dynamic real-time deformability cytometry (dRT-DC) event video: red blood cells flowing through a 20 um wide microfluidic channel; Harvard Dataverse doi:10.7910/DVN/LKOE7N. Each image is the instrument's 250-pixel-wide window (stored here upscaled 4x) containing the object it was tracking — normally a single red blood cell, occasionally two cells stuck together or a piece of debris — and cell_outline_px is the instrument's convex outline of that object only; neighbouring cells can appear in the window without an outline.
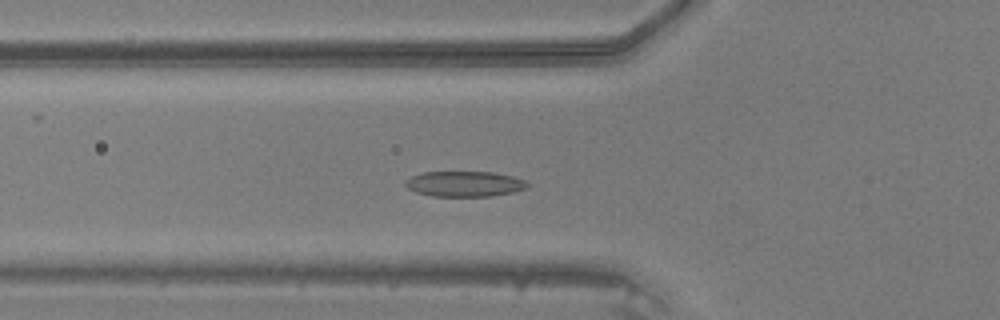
{"species": "common noctule bat (a hibernating species)", "species_latin": "Nyctalus noctula", "temperature_condition": "warm", "stored_images_in_passage": 44, "camera_frame_rate_fps": 3000, "um_per_image_px": 0.085, "animal": {"sex": "male", "body_mass_g": 20.5, "forearm_length_mm": 52.5}, "frame": {"image": 1, "passage_image": 14, "time_ms": 4.333, "image_size_px": [1000, 320], "cell_outline_px": [[528, 188], [512, 192], [492, 196], [432, 196], [416, 192], [408, 188], [404, 184], [404, 180], [420, 172], [492, 172], [512, 176], [524, 180], [528, 184]], "centroid_in_image_um": [39.46, 15.63], "position_along_channel_um": 86.3, "area_um2": 18.09}}
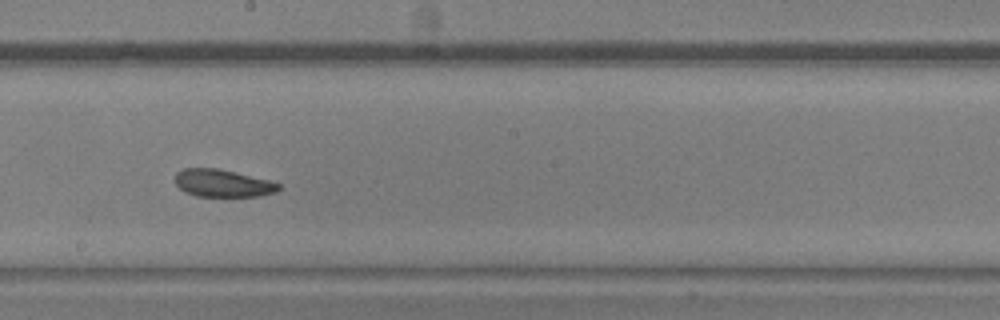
{"frame": {"image": 2, "passage_image": 24, "time_ms": 7.667, "image_size_px": [1000, 320], "cell_outline_px": [[280, 188], [276, 192], [260, 196], [196, 196], [184, 192], [176, 184], [176, 172], [184, 168], [216, 168], [236, 172], [272, 180], [280, 184]], "centroid_in_image_um": [18.96, 15.57], "position_along_channel_um": 229.2, "area_um2": 16.7}}
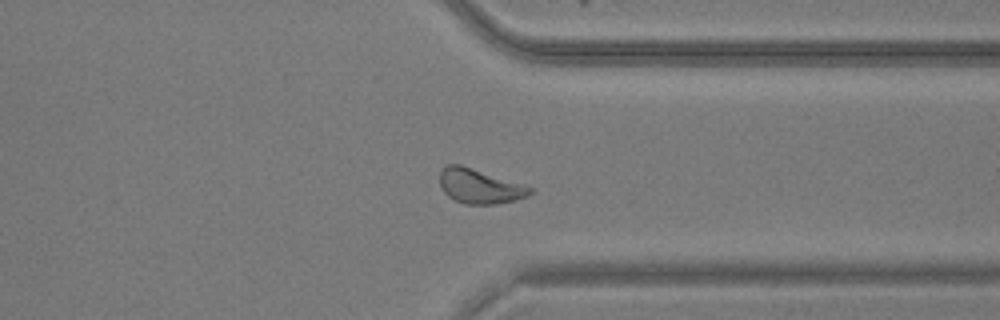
{"frame": {"image": 3, "passage_image": 34, "time_ms": 11.0, "image_size_px": [1000, 320], "cell_outline_px": [[532, 192], [528, 196], [512, 200], [492, 204], [464, 204], [448, 196], [444, 192], [440, 184], [440, 172], [448, 164], [460, 164], [524, 184], [532, 188]], "centroid_in_image_um": [40.76, 15.82], "position_along_channel_um": 370.6, "area_um2": 17.98}}